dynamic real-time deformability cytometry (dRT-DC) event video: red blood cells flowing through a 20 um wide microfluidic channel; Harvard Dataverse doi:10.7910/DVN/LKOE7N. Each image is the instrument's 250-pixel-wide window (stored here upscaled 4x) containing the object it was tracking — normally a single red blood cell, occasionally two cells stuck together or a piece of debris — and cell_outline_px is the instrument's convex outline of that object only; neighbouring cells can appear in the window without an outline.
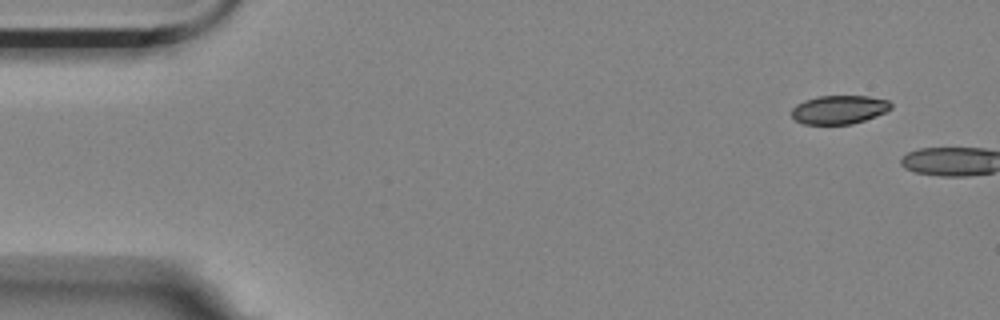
{"species": "Egyptian fruit bat (a non-hibernating species)", "species_latin": "Rousettus aegyptiacus", "temperature_condition": "room temperature", "stored_images_in_passage": 2, "camera_frame_rate_fps": 3000, "um_per_image_px": 0.085, "animal": {"sex": "female"}, "frame": {"image": 1, "passage_image": 1, "time_ms": 0.0, "image_size_px": [1000, 320], "cell_outline_px": [[892, 108], [876, 116], [852, 124], [804, 124], [796, 120], [792, 116], [792, 108], [796, 104], [804, 100], [820, 96], [868, 96], [888, 100], [892, 104]], "centroid_in_image_um": [71.32, 9.31], "position_along_channel_um": 13.7, "area_um2": 16.53}}